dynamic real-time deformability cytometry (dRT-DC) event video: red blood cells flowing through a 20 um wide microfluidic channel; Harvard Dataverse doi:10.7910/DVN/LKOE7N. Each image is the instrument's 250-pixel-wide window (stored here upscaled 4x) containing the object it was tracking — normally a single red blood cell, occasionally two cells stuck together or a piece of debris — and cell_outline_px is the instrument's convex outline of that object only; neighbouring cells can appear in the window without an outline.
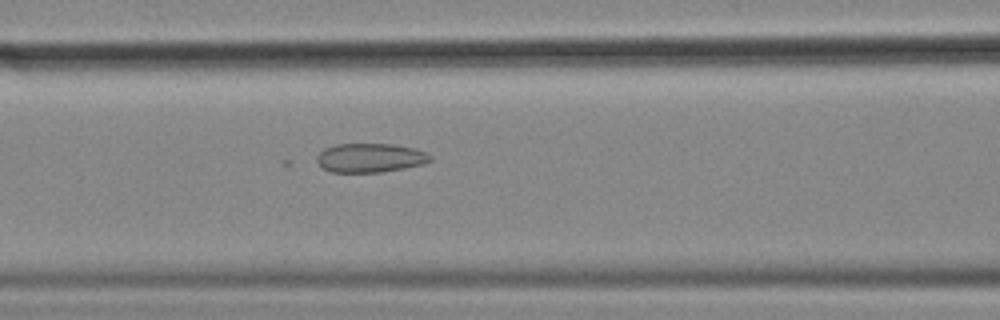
{"species": "common noctule bat (a hibernating species)", "species_latin": "Nyctalus noctula", "temperature_condition": "cold", "stored_images_in_passage": 40, "camera_frame_rate_fps": 3000, "um_per_image_px": 0.085, "animal": {"sex": "female", "body_mass_g": 18.4}, "frame": {"image": 1, "passage_image": 7, "time_ms": 2.0, "image_size_px": [1000, 320], "cell_outline_px": [[432, 160], [424, 164], [384, 172], [332, 172], [324, 168], [316, 160], [316, 156], [324, 148], [336, 144], [392, 144], [416, 148], [432, 156]], "centroid_in_image_um": [31.49, 13.41], "position_along_channel_um": 135.1, "area_um2": 19.25}}
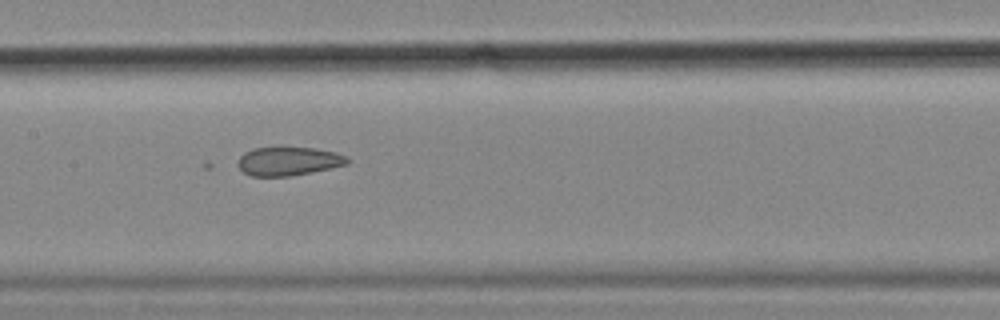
{"frame": {"image": 2, "passage_image": 11, "time_ms": 3.333, "image_size_px": [1000, 320], "cell_outline_px": [[348, 164], [312, 172], [292, 176], [252, 176], [244, 172], [236, 164], [240, 156], [244, 152], [252, 148], [280, 144], [316, 148], [336, 152], [348, 156]], "centroid_in_image_um": [24.5, 13.64], "position_along_channel_um": 182.9, "area_um2": 19.19}}
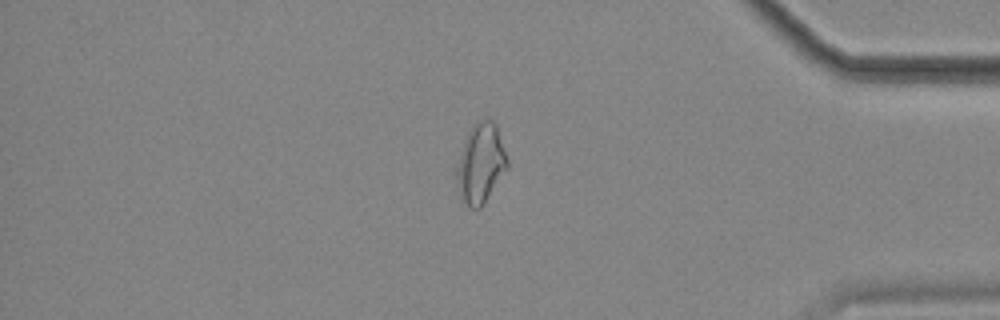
{"frame": {"image": 3, "passage_image": 31, "time_ms": 10.0, "image_size_px": [1000, 320], "cell_outline_px": [[508, 168], [484, 204], [480, 208], [468, 208], [464, 200], [452, 172], [452, 168], [464, 140], [468, 132], [476, 120], [492, 120], [496, 124], [508, 160]], "centroid_in_image_um": [40.81, 13.88], "position_along_channel_um": 394.4, "area_um2": 23.99}}